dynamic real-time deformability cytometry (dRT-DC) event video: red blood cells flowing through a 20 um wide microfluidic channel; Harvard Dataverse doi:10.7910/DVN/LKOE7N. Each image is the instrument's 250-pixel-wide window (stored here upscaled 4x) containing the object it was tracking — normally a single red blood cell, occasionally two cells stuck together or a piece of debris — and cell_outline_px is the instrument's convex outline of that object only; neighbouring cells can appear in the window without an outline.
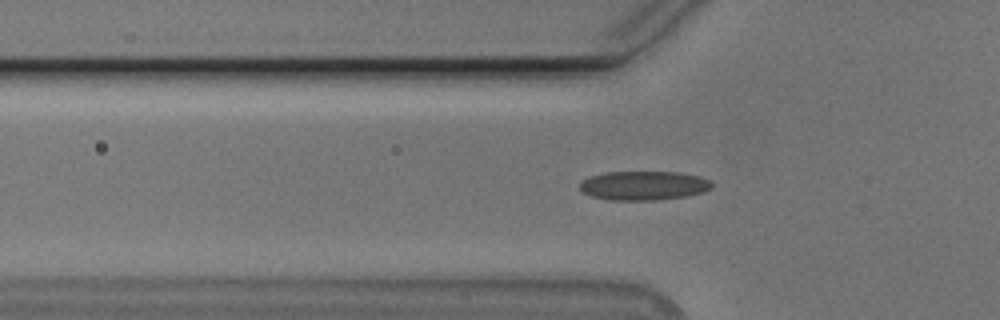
{"species": "Egyptian fruit bat (a non-hibernating species)", "species_latin": "Rousettus aegyptiacus", "temperature_condition": "cold", "stored_images_in_passage": 41, "camera_frame_rate_fps": 3000, "um_per_image_px": 0.085, "animal": {"sex": "male"}, "frame": {"image": 1, "passage_image": 5, "time_ms": 1.333, "image_size_px": [1000, 320], "cell_outline_px": [[712, 188], [704, 192], [688, 196], [656, 200], [608, 200], [592, 196], [584, 192], [580, 188], [580, 180], [588, 176], [604, 172], [680, 172], [700, 176], [712, 180]], "centroid_in_image_um": [54.73, 15.77], "position_along_channel_um": 71.1, "area_um2": 22.72}}
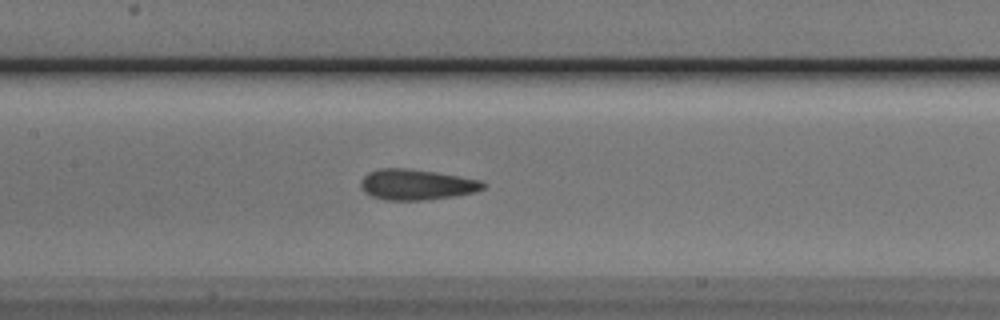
{"frame": {"image": 2, "passage_image": 13, "time_ms": 4.0, "image_size_px": [1000, 320], "cell_outline_px": [[488, 184], [484, 188], [476, 192], [456, 196], [424, 200], [384, 200], [372, 196], [364, 192], [360, 188], [360, 180], [368, 172], [380, 168], [404, 168], [436, 172], [484, 180]], "centroid_in_image_um": [35.43, 15.69], "position_along_channel_um": 172.0, "area_um2": 22.2}}
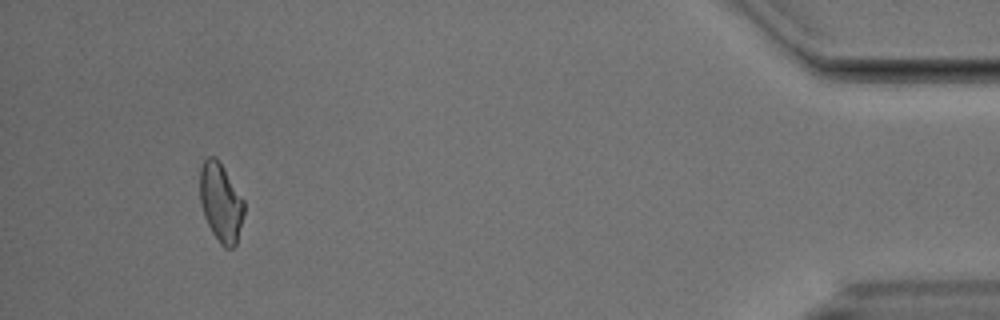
{"frame": {"image": 3, "passage_image": 38, "time_ms": 12.333, "image_size_px": [1000, 320], "cell_outline_px": [[244, 212], [236, 244], [232, 248], [224, 248], [220, 244], [212, 232], [204, 216], [200, 204], [200, 168], [204, 160], [208, 156], [216, 156], [244, 200]], "centroid_in_image_um": [18.75, 17.2], "position_along_channel_um": 416.4, "area_um2": 20.17}}